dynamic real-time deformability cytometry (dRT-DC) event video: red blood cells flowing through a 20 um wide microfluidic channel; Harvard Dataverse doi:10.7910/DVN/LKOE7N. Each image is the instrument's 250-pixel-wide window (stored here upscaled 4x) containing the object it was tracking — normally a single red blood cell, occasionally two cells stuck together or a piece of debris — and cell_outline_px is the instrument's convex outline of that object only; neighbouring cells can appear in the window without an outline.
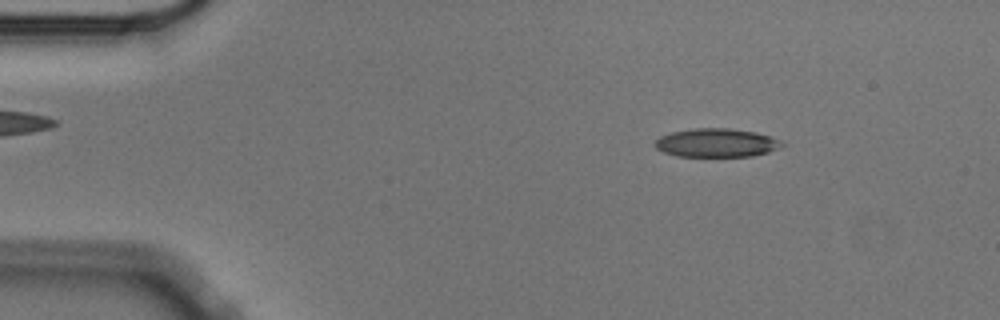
{"species": "Egyptian fruit bat (a non-hibernating species)", "species_latin": "Rousettus aegyptiacus", "temperature_condition": "cold", "stored_images_in_passage": 56, "camera_frame_rate_fps": 3000, "um_per_image_px": 0.085, "animal": {"sex": "male"}, "frame": {"image": 1, "passage_image": 8, "time_ms": 2.333, "image_size_px": [1000, 320], "cell_outline_px": [[784, 144], [768, 152], [752, 156], [676, 156], [664, 152], [656, 148], [652, 144], [660, 136], [672, 132], [696, 128], [728, 128], [756, 132], [772, 136]], "centroid_in_image_um": [60.86, 12.13], "position_along_channel_um": 24.1, "area_um2": 21.04}}
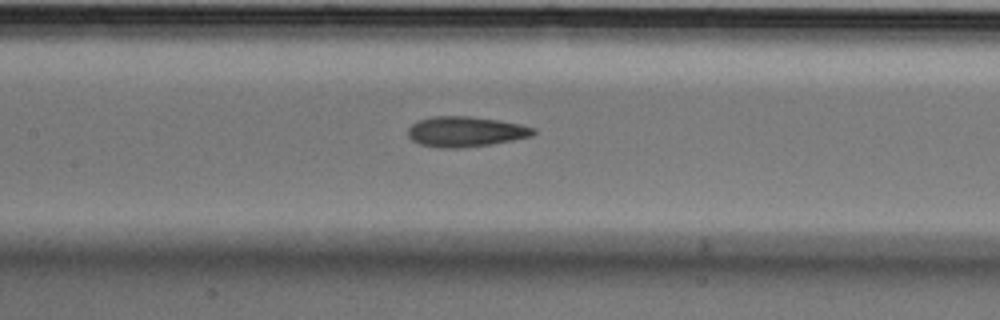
{"frame": {"image": 2, "passage_image": 26, "time_ms": 8.333, "image_size_px": [1000, 320], "cell_outline_px": [[536, 132], [532, 136], [512, 140], [464, 148], [436, 148], [420, 144], [412, 140], [408, 136], [408, 128], [416, 120], [432, 116], [468, 116], [496, 120], [520, 124], [536, 128]], "centroid_in_image_um": [39.53, 11.19], "position_along_channel_um": 167.9, "area_um2": 22.2}}
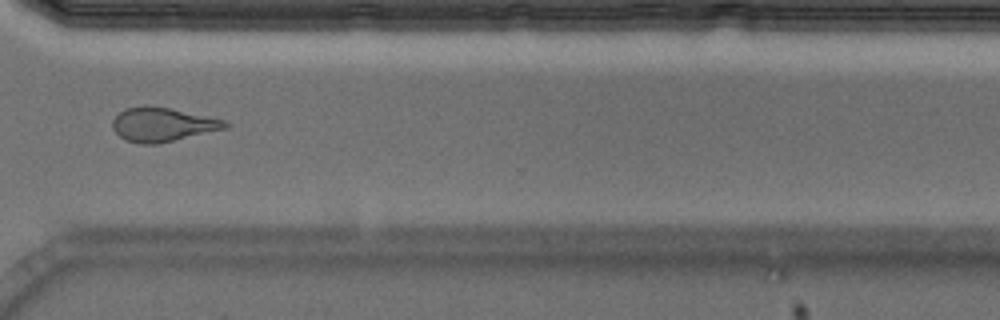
{"frame": {"image": 3, "passage_image": 42, "time_ms": 13.667, "image_size_px": [1000, 320], "cell_outline_px": [[232, 124], [228, 128], [156, 144], [140, 144], [124, 140], [112, 128], [112, 120], [124, 108], [144, 104], [168, 108], [224, 120]], "centroid_in_image_um": [13.78, 10.58], "position_along_channel_um": 356.8, "area_um2": 22.31}, "authors_computed_cell_mechanics": {"area_um2": 22.0796, "velocity_mm_per_s": 3.5518, "shape_relaxation_time_tau1_ms": null, "shape_relaxation_time_tau2_ms": 2.8356, "deformation_change_tau1": null, "deformation_change_tau2": 0.0998}}